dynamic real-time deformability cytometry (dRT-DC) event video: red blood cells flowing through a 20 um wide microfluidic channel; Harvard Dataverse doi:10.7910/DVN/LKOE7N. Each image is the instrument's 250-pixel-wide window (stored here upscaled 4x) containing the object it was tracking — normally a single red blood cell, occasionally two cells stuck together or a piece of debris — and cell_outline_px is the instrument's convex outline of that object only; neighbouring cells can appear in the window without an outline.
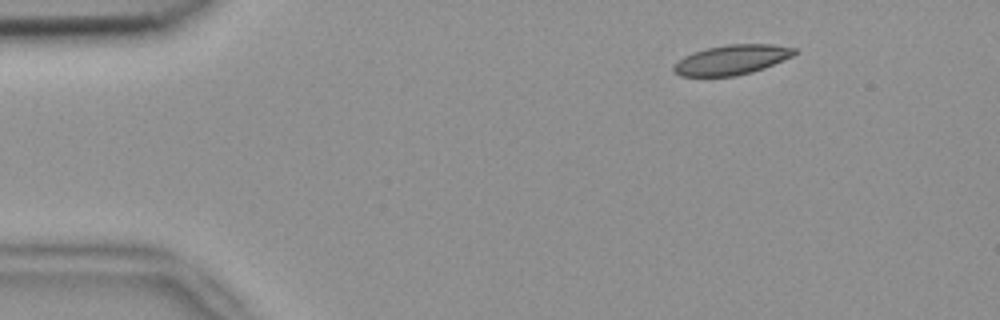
{"species": "common noctule bat (a hibernating species)", "species_latin": "Nyctalus noctula", "temperature_condition": "room temperature", "stored_images_in_passage": 46, "camera_frame_rate_fps": 3000, "um_per_image_px": 0.085, "animal": {"sex": "female", "body_mass_g": 18.4}, "frame": {"image": 1, "passage_image": 1, "time_ms": 0.0, "image_size_px": [1000, 320], "cell_outline_px": [[796, 52], [792, 56], [764, 68], [752, 72], [736, 76], [680, 76], [672, 72], [672, 68], [684, 56], [692, 52], [708, 48], [728, 44], [772, 44], [796, 48]], "centroid_in_image_um": [62.18, 5.08], "position_along_channel_um": 22.8, "area_um2": 20.87}}
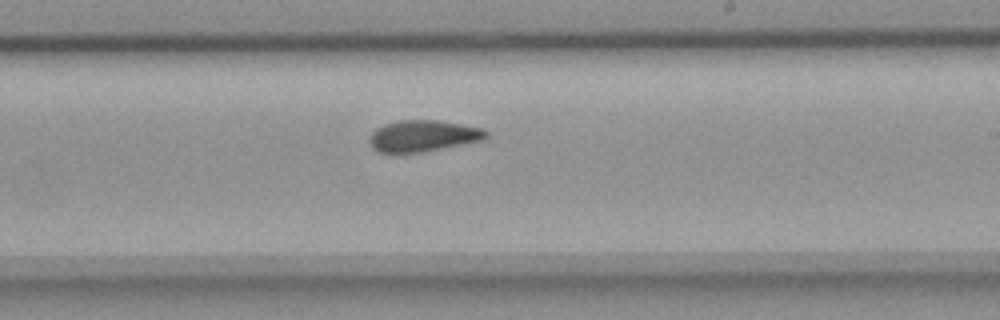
{"frame": {"image": 2, "passage_image": 25, "time_ms": 8.0, "image_size_px": [1000, 320], "cell_outline_px": [[488, 136], [484, 140], [424, 152], [380, 152], [372, 148], [368, 140], [372, 132], [376, 128], [384, 124], [400, 120], [436, 120], [484, 128], [488, 132]], "centroid_in_image_um": [35.98, 11.55], "position_along_channel_um": 253.0, "area_um2": 21.39}}
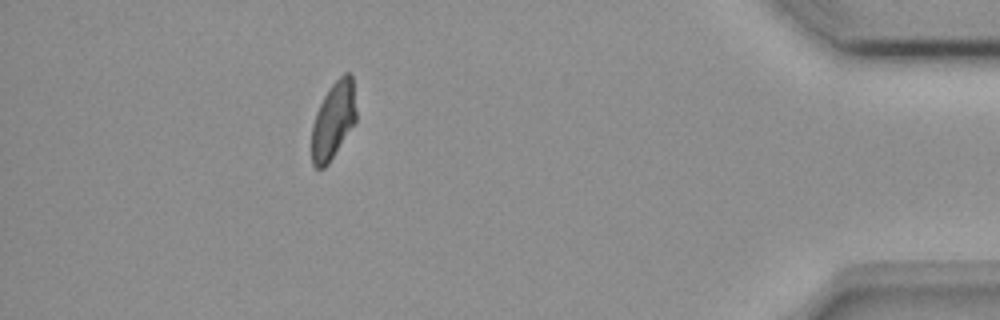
{"frame": {"image": 3, "passage_image": 41, "time_ms": 13.333, "image_size_px": [1000, 320], "cell_outline_px": [[356, 120], [328, 164], [324, 168], [316, 168], [312, 164], [312, 124], [316, 112], [324, 96], [332, 84], [344, 72], [348, 72], [352, 76], [356, 112]], "centroid_in_image_um": [28.32, 10.23], "position_along_channel_um": 406.9, "area_um2": 19.71}, "authors_computed_cell_mechanics": {"area_um2": 21.5594, "velocity_mm_per_s": 3.8416, "shape_relaxation_time_tau1_ms": null, "shape_relaxation_time_tau2_ms": 2.7682, "deformation_change_tau1": null, "deformation_change_tau2": 0.0869}}